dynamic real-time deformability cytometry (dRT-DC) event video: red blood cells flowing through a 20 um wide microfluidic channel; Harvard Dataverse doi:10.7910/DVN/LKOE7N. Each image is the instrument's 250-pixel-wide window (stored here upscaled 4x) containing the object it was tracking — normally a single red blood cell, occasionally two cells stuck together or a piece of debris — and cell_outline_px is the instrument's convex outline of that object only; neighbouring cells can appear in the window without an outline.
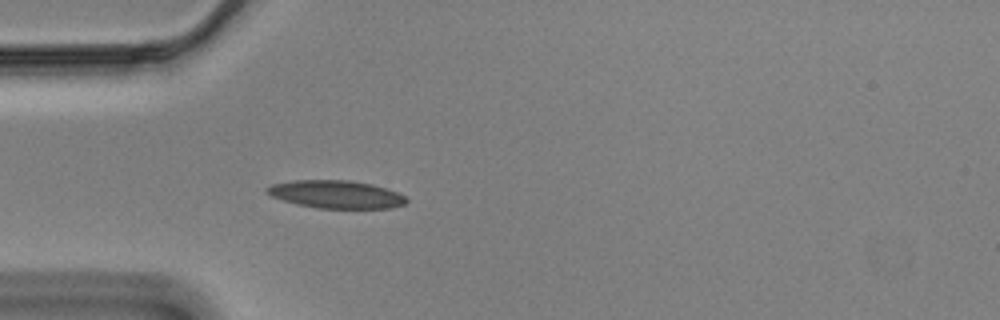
{"species": "Egyptian fruit bat (a non-hibernating species)", "species_latin": "Rousettus aegyptiacus", "temperature_condition": "cold", "stored_images_in_passage": 42, "camera_frame_rate_fps": 3000, "um_per_image_px": 0.085, "animal": {"sex": "male"}, "frame": {"image": 1, "passage_image": 1, "time_ms": 0.0, "image_size_px": [1000, 320], "cell_outline_px": [[408, 200], [404, 204], [392, 208], [316, 208], [296, 204], [272, 196], [264, 192], [264, 188], [272, 184], [292, 180], [348, 180], [372, 184], [396, 192], [404, 196]], "centroid_in_image_um": [28.52, 16.52], "position_along_channel_um": 56.5, "area_um2": 22.6}}
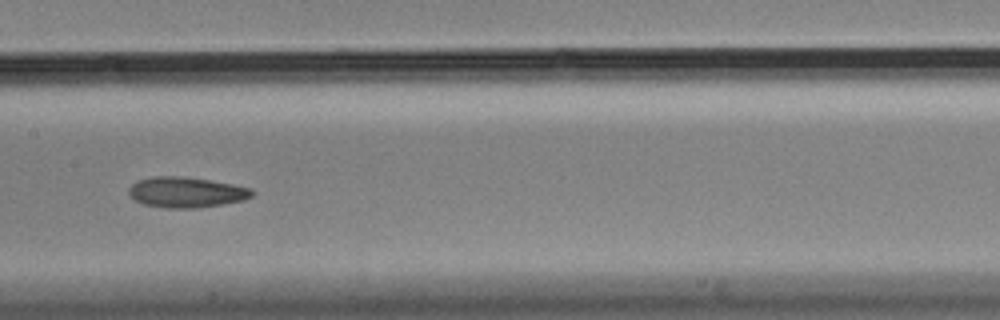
{"frame": {"image": 2, "passage_image": 13, "time_ms": 4.0, "image_size_px": [1000, 320], "cell_outline_px": [[256, 192], [252, 196], [244, 200], [224, 204], [200, 208], [164, 208], [144, 204], [136, 200], [128, 192], [128, 188], [132, 184], [140, 180], [152, 176], [184, 176], [232, 184], [252, 188]], "centroid_in_image_um": [15.87, 16.34], "position_along_channel_um": 191.5, "area_um2": 22.02}}
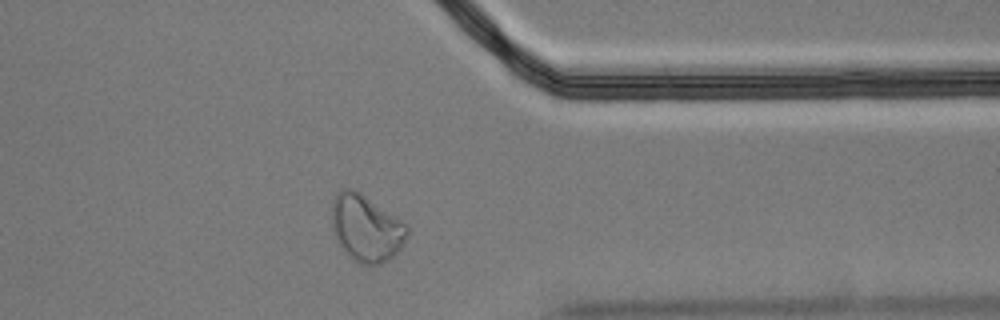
{"frame": {"image": 3, "passage_image": 30, "time_ms": 9.667, "image_size_px": [1000, 320], "cell_outline_px": [[408, 236], [404, 244], [388, 260], [380, 264], [360, 264], [352, 260], [348, 256], [336, 240], [332, 228], [332, 200], [336, 192], [340, 188], [352, 188], [360, 192], [400, 220], [408, 228]], "centroid_in_image_um": [31.08, 19.39], "position_along_channel_um": 380.3, "area_um2": 29.3}, "authors_computed_cell_mechanics": {"area_um2": 22.3686, "velocity_mm_per_s": 3.4754, "shape_relaxation_time_tau1_ms": null, "shape_relaxation_time_tau2_ms": 5.6423, "deformation_change_tau1": null, "deformation_change_tau2": 0.1156}}